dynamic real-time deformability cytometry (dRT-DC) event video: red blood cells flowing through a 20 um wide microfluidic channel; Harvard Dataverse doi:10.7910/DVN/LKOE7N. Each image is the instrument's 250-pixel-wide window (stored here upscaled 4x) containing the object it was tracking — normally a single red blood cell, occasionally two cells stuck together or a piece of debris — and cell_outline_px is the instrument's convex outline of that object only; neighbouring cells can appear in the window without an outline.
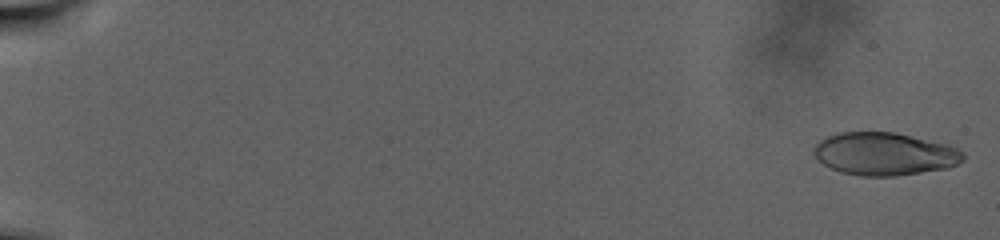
{"species": "human", "species_latin": "Homo sapiens", "temperature_condition": "warm", "stored_images_in_passage": 96, "camera_frame_rate_fps": 3000, "um_per_image_px": 0.085, "donor": {"sex": "male"}, "frame": {"image": 1, "passage_image": 2, "time_ms": 0.333, "image_size_px": [1000, 240], "cell_outline_px": [[964, 160], [948, 168], [896, 176], [860, 176], [840, 172], [824, 164], [812, 152], [812, 148], [820, 140], [828, 136], [840, 132], [896, 132], [948, 144], [964, 152]], "centroid_in_image_um": [75.19, 13.08], "position_along_channel_um": 9.8, "area_um2": 37.34}}
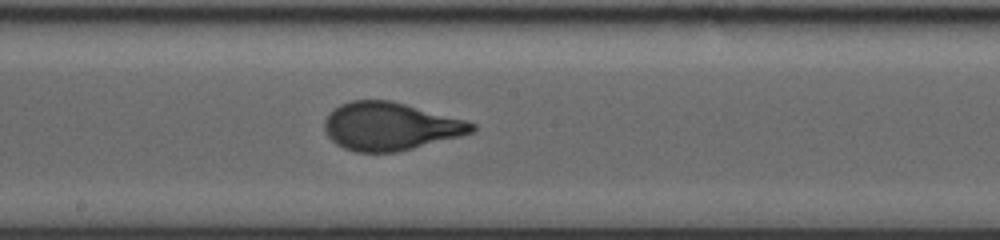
{"frame": {"image": 2, "passage_image": 57, "time_ms": 18.667, "image_size_px": [1000, 240], "cell_outline_px": [[476, 128], [472, 132], [460, 136], [396, 152], [356, 152], [344, 148], [336, 144], [328, 136], [324, 128], [324, 120], [332, 108], [340, 104], [352, 100], [392, 100], [464, 120], [476, 124]], "centroid_in_image_um": [33.12, 10.73], "position_along_channel_um": 215.1, "area_um2": 40.98}}
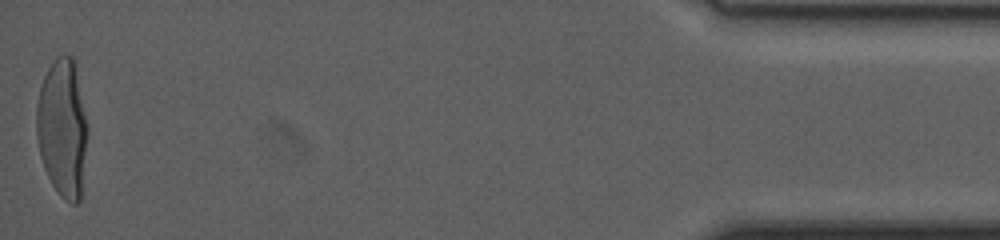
{"frame": {"image": 3, "passage_image": 96, "time_ms": 31.667, "image_size_px": [1000, 240], "cell_outline_px": [[88, 132], [80, 200], [76, 204], [72, 204], [64, 200], [60, 196], [52, 184], [44, 168], [40, 156], [36, 136], [36, 108], [40, 88], [44, 76], [48, 68], [56, 56], [72, 56], [76, 64], [88, 124]], "centroid_in_image_um": [5.32, 10.88], "position_along_channel_um": 429.9, "area_um2": 41.56}, "authors_computed_cell_mechanics": {"area_um2": 39.6508, "velocity_mm_per_s": 2.2495, "shape_relaxation_time_tau1_ms": 9.9406, "shape_relaxation_time_tau2_ms": null, "deformation_change_tau1": 0.273, "deformation_change_tau2": null}}